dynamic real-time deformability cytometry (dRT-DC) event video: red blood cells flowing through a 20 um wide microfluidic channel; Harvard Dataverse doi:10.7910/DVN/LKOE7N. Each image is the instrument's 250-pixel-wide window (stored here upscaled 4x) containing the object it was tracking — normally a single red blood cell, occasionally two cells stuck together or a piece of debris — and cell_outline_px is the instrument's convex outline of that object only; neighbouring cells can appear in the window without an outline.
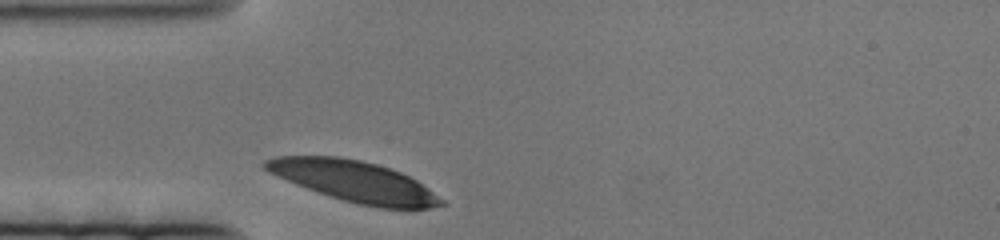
{"species": "human", "species_latin": "Homo sapiens", "temperature_condition": "cold", "stored_images_in_passage": 43, "camera_frame_rate_fps": 3000, "um_per_image_px": 0.085, "donor": {"sex": "female"}, "frame": {"image": 1, "passage_image": 1, "time_ms": 0.0, "image_size_px": [1000, 240], "cell_outline_px": [[448, 204], [428, 208], [380, 208], [360, 204], [344, 200], [296, 184], [268, 172], [260, 164], [264, 160], [276, 156], [340, 156], [360, 160], [376, 164], [400, 172], [416, 180], [444, 200]], "centroid_in_image_um": [30.09, 15.4], "position_along_channel_um": 54.9, "area_um2": 41.5}}
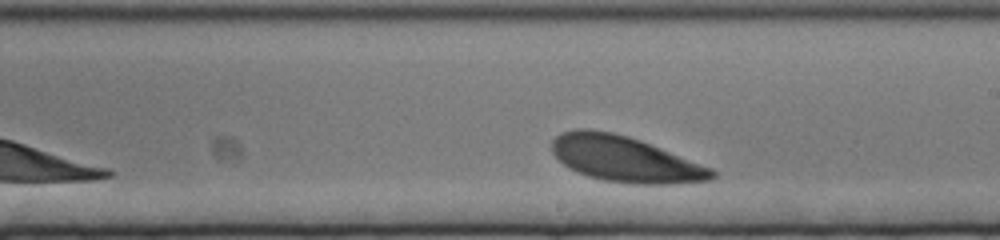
{"frame": {"image": 2, "passage_image": 25, "time_ms": 8.0, "image_size_px": [1000, 240], "cell_outline_px": [[716, 176], [708, 180], [680, 184], [636, 184], [604, 180], [588, 176], [576, 172], [568, 168], [552, 152], [552, 140], [560, 132], [576, 128], [588, 128], [612, 132], [628, 136], [640, 140], [712, 168], [716, 172]], "centroid_in_image_um": [53.1, 13.52], "position_along_channel_um": 235.9, "area_um2": 42.66}}
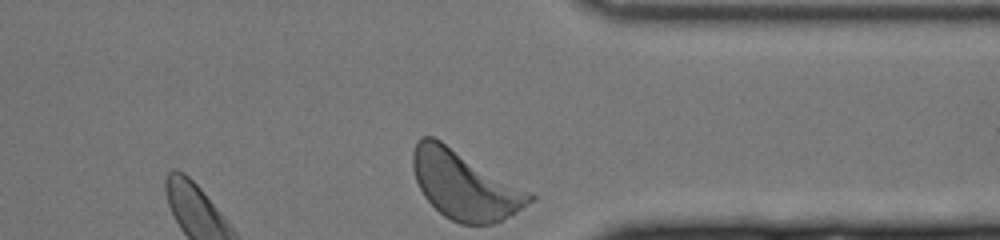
{"frame": {"image": 3, "passage_image": 43, "time_ms": 14.0, "image_size_px": [1000, 240], "cell_outline_px": [[536, 196], [532, 200], [516, 212], [492, 224], [460, 224], [444, 216], [424, 196], [416, 180], [412, 168], [412, 152], [416, 140], [420, 136], [432, 136], [440, 140], [532, 192]], "centroid_in_image_um": [39.47, 15.71], "position_along_channel_um": 371.9, "area_um2": 46.3}}